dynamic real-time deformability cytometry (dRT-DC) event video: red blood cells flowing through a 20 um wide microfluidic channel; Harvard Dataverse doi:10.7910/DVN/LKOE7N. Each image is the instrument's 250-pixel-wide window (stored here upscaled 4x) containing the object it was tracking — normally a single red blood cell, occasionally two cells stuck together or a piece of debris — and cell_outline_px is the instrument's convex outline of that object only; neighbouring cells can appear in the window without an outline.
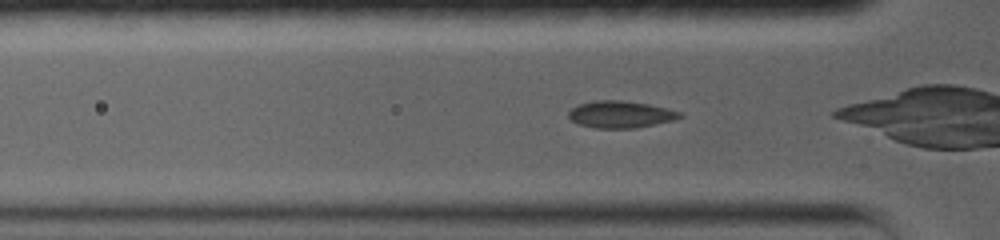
{"species": "common noctule bat (a hibernating species)", "species_latin": "Nyctalus noctula", "temperature_condition": "warm", "stored_images_in_passage": 50, "camera_frame_rate_fps": 5000, "um_per_image_px": 0.085, "animal": {"sex": "female", "body_mass_g": 19.0, "forearm_length_mm": 56.7}, "frame": {"image": 1, "passage_image": 3, "time_ms": 0.6, "image_size_px": [1000, 240], "cell_outline_px": [[684, 116], [676, 120], [636, 128], [596, 128], [576, 124], [568, 116], [568, 112], [572, 108], [580, 104], [596, 100], [620, 100], [648, 104], [668, 108], [684, 112]], "centroid_in_image_um": [52.8, 9.73], "position_along_channel_um": 73.0, "area_um2": 17.69}}
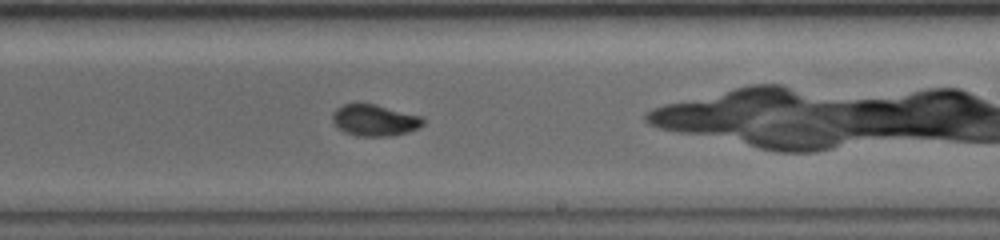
{"frame": {"image": 2, "passage_image": 22, "time_ms": 5.4, "image_size_px": [1000, 240], "cell_outline_px": [[424, 124], [416, 128], [404, 132], [384, 136], [364, 136], [348, 132], [340, 128], [332, 120], [332, 116], [336, 108], [344, 104], [372, 104], [420, 116], [424, 120]], "centroid_in_image_um": [31.82, 10.21], "position_along_channel_um": 257.2, "area_um2": 15.78}}
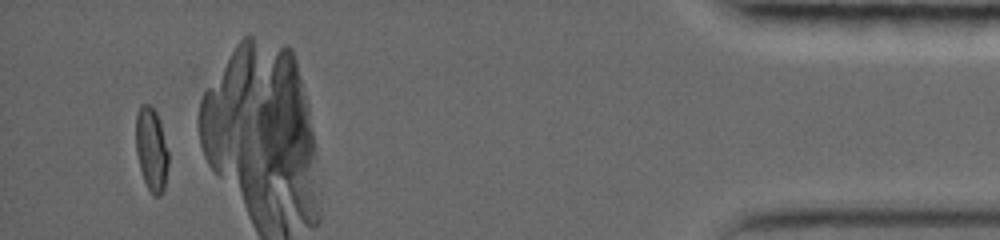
{"frame": {"image": 3, "passage_image": 44, "time_ms": 12.2, "image_size_px": [1000, 240], "cell_outline_px": [[168, 156], [164, 184], [160, 192], [152, 192], [144, 180], [140, 164], [136, 144], [136, 120], [140, 108], [144, 104], [148, 104], [152, 108], [156, 116], [168, 152]], "centroid_in_image_um": [12.85, 12.64], "position_along_channel_um": 422.4, "area_um2": 14.33}, "authors_computed_cell_mechanics": {"area_um2": 15.2881, "velocity_mm_per_s": 3.8338, "shape_relaxation_time_tau1_ms": 7.6416, "shape_relaxation_time_tau2_ms": null, "deformation_change_tau1": 0.2027, "deformation_change_tau2": null}}